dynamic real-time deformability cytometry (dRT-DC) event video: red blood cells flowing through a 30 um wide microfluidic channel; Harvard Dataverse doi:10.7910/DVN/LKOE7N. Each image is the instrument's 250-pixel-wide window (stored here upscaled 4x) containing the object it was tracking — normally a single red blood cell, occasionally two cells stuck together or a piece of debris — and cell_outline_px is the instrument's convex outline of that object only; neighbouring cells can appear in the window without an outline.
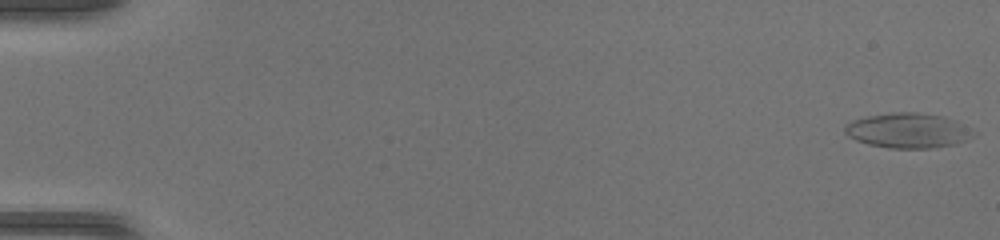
{"species": "common noctule bat (a hibernating species)", "species_latin": "Nyctalus noctula", "temperature_condition": "warm", "stored_images_in_passage": 48, "camera_frame_rate_fps": 3000, "um_per_image_px": 0.085, "animal": {"sex": "female", "body_mass_g": 17.0, "forearm_length_mm": 48.0}, "frame": {"image": 1, "passage_image": 1, "time_ms": 0.0, "image_size_px": [1000, 240], "cell_outline_px": [[964, 140], [956, 144], [928, 148], [888, 148], [868, 144], [856, 140], [848, 136], [844, 132], [844, 128], [852, 120], [868, 116], [892, 112], [916, 112], [944, 116], [956, 120], [964, 136]], "centroid_in_image_um": [76.97, 11.09], "position_along_channel_um": 8.0, "area_um2": 25.09}}
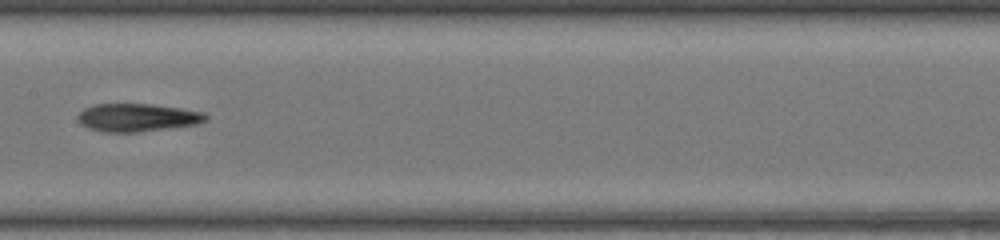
{"frame": {"image": 2, "passage_image": 26, "time_ms": 8.333, "image_size_px": [1000, 240], "cell_outline_px": [[208, 120], [196, 124], [168, 128], [136, 132], [104, 132], [88, 128], [80, 124], [76, 116], [84, 108], [92, 104], [152, 104], [180, 108], [204, 112], [208, 116]], "centroid_in_image_um": [11.65, 9.98], "position_along_channel_um": 195.8, "area_um2": 20.92}}
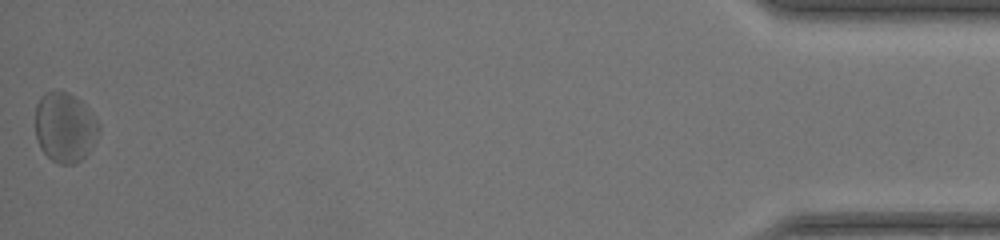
{"frame": {"image": 3, "passage_image": 48, "time_ms": 15.667, "image_size_px": [1000, 240], "cell_outline_px": [[100, 132], [88, 152], [76, 164], [60, 164], [52, 160], [40, 148], [36, 136], [36, 104], [40, 96], [44, 92], [56, 88], [68, 92], [76, 96], [84, 104], [100, 124]], "centroid_in_image_um": [5.5, 10.78], "position_along_channel_um": 429.7, "area_um2": 26.18}}